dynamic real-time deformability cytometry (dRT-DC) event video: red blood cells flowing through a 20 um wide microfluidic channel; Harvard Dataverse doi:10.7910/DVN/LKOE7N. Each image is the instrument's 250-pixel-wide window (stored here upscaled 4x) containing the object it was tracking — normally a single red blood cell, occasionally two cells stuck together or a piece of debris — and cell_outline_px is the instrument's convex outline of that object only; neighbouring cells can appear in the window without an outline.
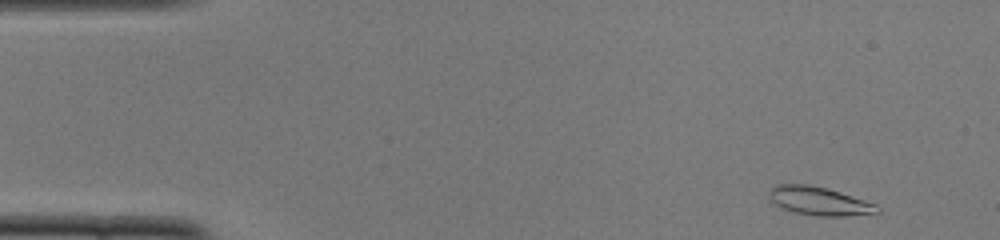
{"species": "common noctule bat (a hibernating species)", "species_latin": "Nyctalus noctula", "temperature_condition": "cold", "stored_images_in_passage": 49, "camera_frame_rate_fps": 3000, "um_per_image_px": 0.085, "animal": {"sex": "female", "body_mass_g": 22.0, "forearm_length_mm": 56.7}, "frame": {"image": 1, "passage_image": 1, "time_ms": 0.0, "image_size_px": [1000, 240], "cell_outline_px": [[880, 212], [844, 216], [816, 216], [796, 212], [780, 208], [768, 196], [768, 192], [776, 184], [808, 184], [828, 188], [876, 204], [880, 208]], "centroid_in_image_um": [69.61, 17.08], "position_along_channel_um": 15.4, "area_um2": 17.86}}
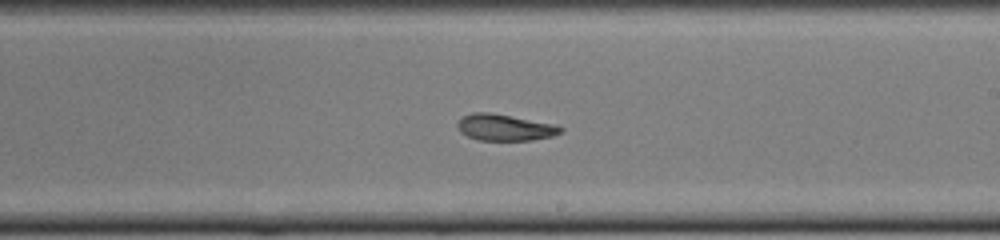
{"frame": {"image": 2, "passage_image": 27, "time_ms": 8.667, "image_size_px": [1000, 240], "cell_outline_px": [[564, 128], [560, 132], [552, 136], [532, 140], [476, 140], [460, 132], [456, 124], [464, 116], [472, 112], [492, 112], [556, 124]], "centroid_in_image_um": [42.91, 10.82], "position_along_channel_um": 246.1, "area_um2": 15.95}}
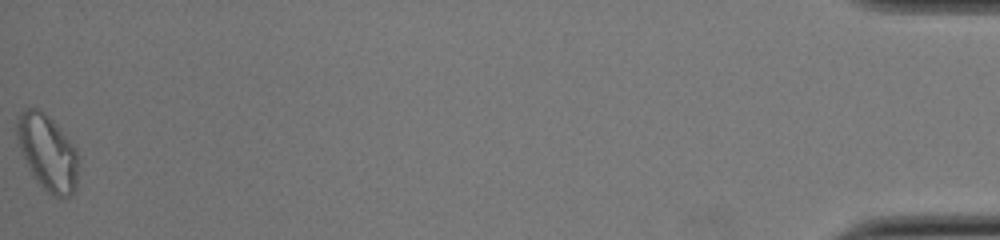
{"frame": {"image": 3, "passage_image": 49, "time_ms": 16.0, "image_size_px": [1000, 240], "cell_outline_px": [[76, 188], [72, 196], [52, 196], [32, 176], [20, 148], [16, 136], [16, 120], [20, 112], [28, 108], [36, 108], [44, 112], [56, 124], [76, 148]], "centroid_in_image_um": [4.01, 12.95], "position_along_channel_um": 431.2, "area_um2": 26.7}, "authors_computed_cell_mechanics": {"area_um2": 17.1666, "velocity_mm_per_s": 3.8518, "shape_relaxation_time_tau1_ms": null, "shape_relaxation_time_tau2_ms": 6.9674, "deformation_change_tau1": null, "deformation_change_tau2": 0.1457}}